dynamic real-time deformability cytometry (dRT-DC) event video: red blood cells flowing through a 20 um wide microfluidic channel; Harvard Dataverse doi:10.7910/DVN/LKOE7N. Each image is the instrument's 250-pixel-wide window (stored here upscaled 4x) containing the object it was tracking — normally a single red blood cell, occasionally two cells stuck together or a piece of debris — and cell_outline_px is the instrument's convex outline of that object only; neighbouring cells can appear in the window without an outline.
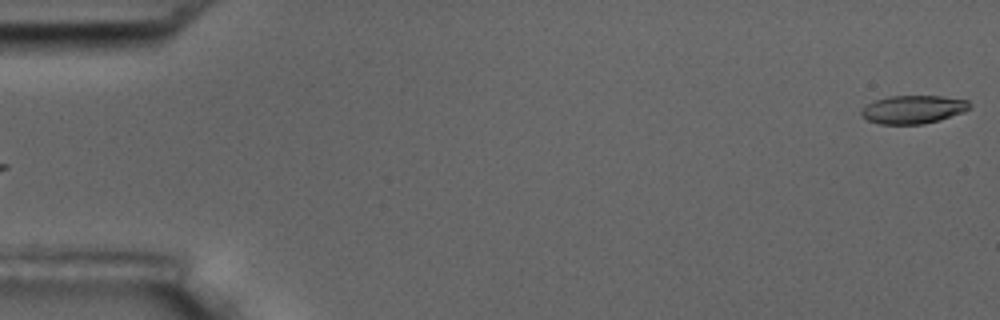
{"species": "common noctule bat (a hibernating species)", "species_latin": "Nyctalus noctula", "temperature_condition": "room temperature", "stored_images_in_passage": 5, "segment_of_instrument_passage": [2, 2], "camera_frame_rate_fps": 3000, "um_per_image_px": 0.085, "animal": {"sex": "male", "body_mass_g": 17.5, "forearm_length_mm": 52.3}, "frame": {"image": 1, "passage_image": 5, "time_ms": 5.333, "image_size_px": [1000, 320], "cell_outline_px": [[972, 108], [964, 112], [940, 120], [924, 124], [880, 124], [868, 120], [860, 116], [860, 112], [868, 104], [876, 100], [888, 96], [940, 96], [968, 100], [972, 104]], "centroid_in_image_um": [77.66, 9.3], "position_along_channel_um": 7.3, "area_um2": 17.92}}